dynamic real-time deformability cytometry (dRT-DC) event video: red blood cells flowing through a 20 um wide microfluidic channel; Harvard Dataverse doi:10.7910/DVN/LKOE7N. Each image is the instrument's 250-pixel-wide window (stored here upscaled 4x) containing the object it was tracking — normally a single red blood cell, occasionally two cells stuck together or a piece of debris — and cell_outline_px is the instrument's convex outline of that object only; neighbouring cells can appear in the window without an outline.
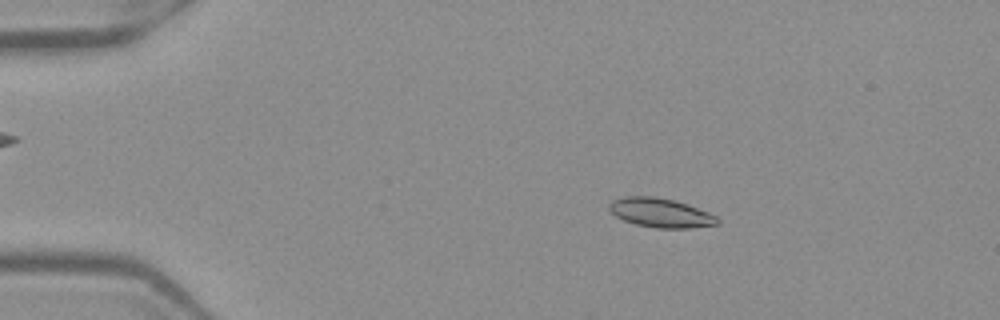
{"species": "Egyptian fruit bat (a non-hibernating species)", "species_latin": "Rousettus aegyptiacus", "temperature_condition": "warm", "stored_images_in_passage": 43, "camera_frame_rate_fps": 3000, "um_per_image_px": 0.085, "frame": {"image": 1, "passage_image": 1, "time_ms": 0.0, "image_size_px": [1000, 320], "cell_outline_px": [[720, 224], [688, 228], [656, 228], [636, 224], [624, 220], [616, 216], [608, 208], [608, 204], [612, 200], [624, 196], [656, 196], [676, 200], [688, 204], [708, 212], [716, 216], [720, 220]], "centroid_in_image_um": [56.16, 18.07], "position_along_channel_um": 28.8, "area_um2": 18.55}}
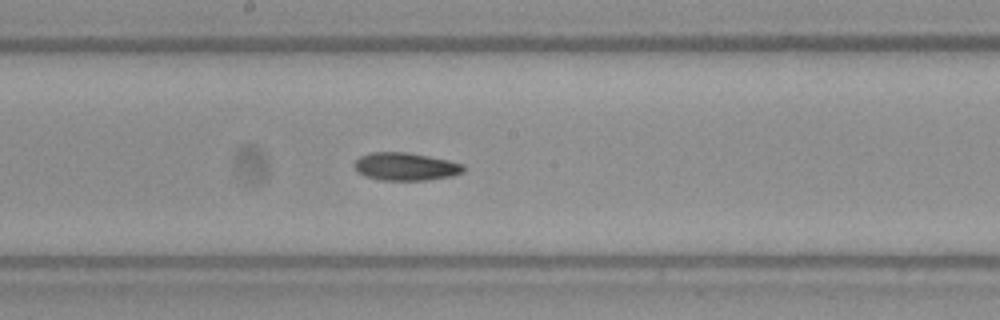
{"frame": {"image": 2, "passage_image": 20, "time_ms": 6.333, "image_size_px": [1000, 320], "cell_outline_px": [[464, 172], [452, 176], [428, 180], [380, 180], [364, 176], [352, 164], [360, 156], [372, 152], [408, 152], [448, 160], [464, 164]], "centroid_in_image_um": [34.49, 14.16], "position_along_channel_um": 213.7, "area_um2": 17.74}}
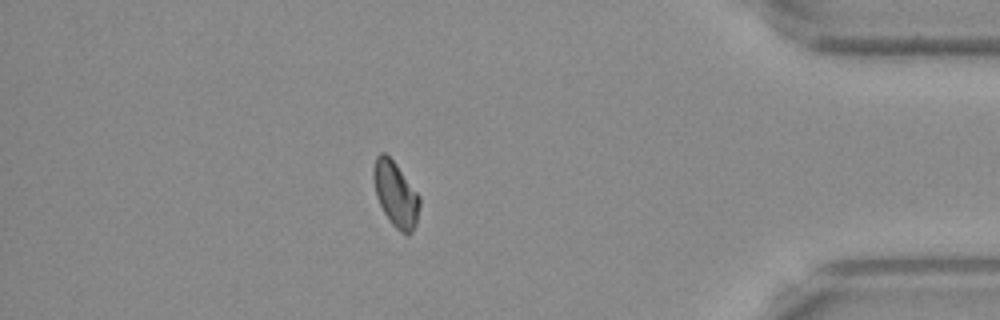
{"frame": {"image": 3, "passage_image": 37, "time_ms": 12.0, "image_size_px": [1000, 320], "cell_outline_px": [[420, 204], [416, 224], [412, 232], [408, 236], [400, 232], [388, 220], [376, 196], [372, 176], [372, 168], [376, 156], [380, 152], [384, 152], [396, 164], [420, 196]], "centroid_in_image_um": [33.62, 16.51], "position_along_channel_um": 401.6, "area_um2": 17.63}, "authors_computed_cell_mechanics": {"area_um2": 17.7446, "velocity_mm_per_s": 3.9669, "shape_relaxation_time_tau1_ms": null, "shape_relaxation_time_tau2_ms": 6.106, "deformation_change_tau1": null, "deformation_change_tau2": 0.0969}}